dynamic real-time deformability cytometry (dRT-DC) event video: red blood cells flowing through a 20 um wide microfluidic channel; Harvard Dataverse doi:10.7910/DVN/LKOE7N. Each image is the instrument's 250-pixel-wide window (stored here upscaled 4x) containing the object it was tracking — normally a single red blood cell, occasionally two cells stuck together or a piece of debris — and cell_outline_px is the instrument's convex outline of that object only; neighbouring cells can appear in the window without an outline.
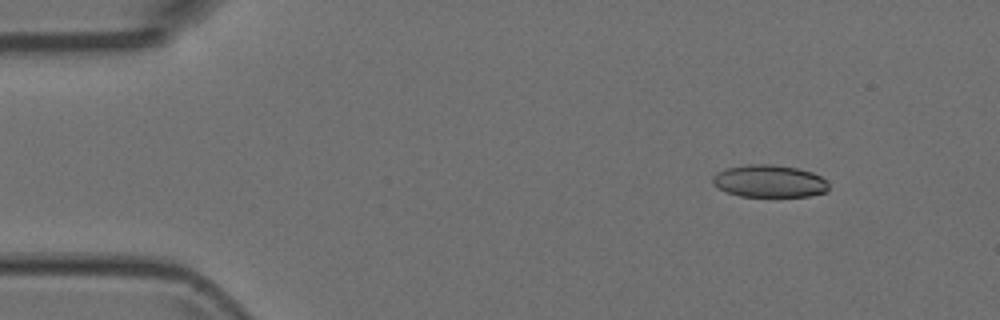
{"species": "Egyptian fruit bat (a non-hibernating species)", "species_latin": "Rousettus aegyptiacus", "temperature_condition": "room temperature", "stored_images_in_passage": 4, "camera_frame_rate_fps": 3000, "um_per_image_px": 0.085, "animal": {"sex": "female"}, "frame": {"image": 1, "passage_image": 2, "time_ms": 0.333, "image_size_px": [1000, 320], "cell_outline_px": [[828, 192], [808, 196], [740, 196], [728, 192], [712, 184], [712, 176], [716, 172], [728, 168], [748, 164], [772, 164], [796, 168], [812, 172], [828, 180]], "centroid_in_image_um": [65.41, 15.39], "position_along_channel_um": 19.6, "area_um2": 21.91}}
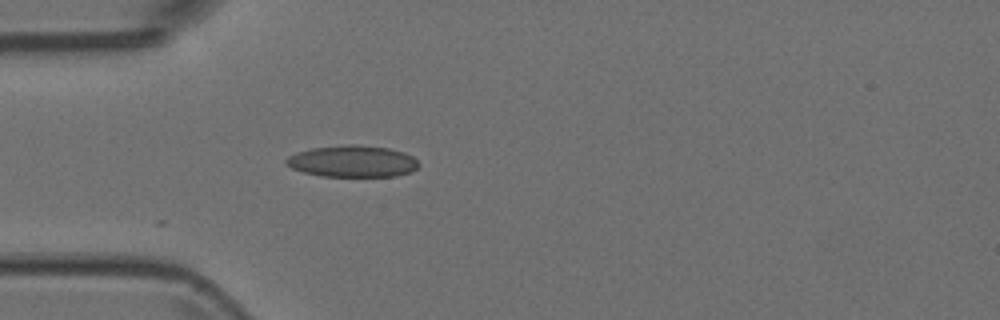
{"frame": {"image": 2, "passage_image": 4, "time_ms": 1.0, "image_size_px": [1000, 320], "cell_outline_px": [[420, 164], [412, 172], [396, 176], [320, 176], [304, 172], [292, 168], [284, 164], [284, 160], [288, 156], [296, 152], [312, 148], [348, 144], [356, 144], [388, 148], [404, 152], [412, 156]], "centroid_in_image_um": [29.95, 13.71], "position_along_channel_um": 55.1, "area_um2": 24.57}}